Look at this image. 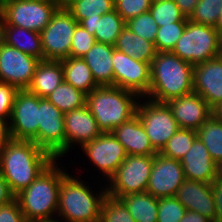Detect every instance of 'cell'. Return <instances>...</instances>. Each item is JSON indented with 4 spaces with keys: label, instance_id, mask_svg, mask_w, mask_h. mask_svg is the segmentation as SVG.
Masks as SVG:
<instances>
[{
    "label": "cell",
    "instance_id": "6da1fadb",
    "mask_svg": "<svg viewBox=\"0 0 222 222\" xmlns=\"http://www.w3.org/2000/svg\"><path fill=\"white\" fill-rule=\"evenodd\" d=\"M54 160L33 141L11 139L0 150V173L16 196Z\"/></svg>",
    "mask_w": 222,
    "mask_h": 222
},
{
    "label": "cell",
    "instance_id": "7a4b0ae2",
    "mask_svg": "<svg viewBox=\"0 0 222 222\" xmlns=\"http://www.w3.org/2000/svg\"><path fill=\"white\" fill-rule=\"evenodd\" d=\"M150 70L151 83L147 98L151 95V100L167 102L194 92L193 65L172 52H157Z\"/></svg>",
    "mask_w": 222,
    "mask_h": 222
},
{
    "label": "cell",
    "instance_id": "3957f363",
    "mask_svg": "<svg viewBox=\"0 0 222 222\" xmlns=\"http://www.w3.org/2000/svg\"><path fill=\"white\" fill-rule=\"evenodd\" d=\"M54 160L39 176L15 198L27 222H50L58 209L61 180L67 175ZM55 212V213H54Z\"/></svg>",
    "mask_w": 222,
    "mask_h": 222
},
{
    "label": "cell",
    "instance_id": "277c9868",
    "mask_svg": "<svg viewBox=\"0 0 222 222\" xmlns=\"http://www.w3.org/2000/svg\"><path fill=\"white\" fill-rule=\"evenodd\" d=\"M135 97L141 98L135 92L120 87L98 86L86 94V106L101 132H112L136 115L138 103Z\"/></svg>",
    "mask_w": 222,
    "mask_h": 222
},
{
    "label": "cell",
    "instance_id": "5b68a950",
    "mask_svg": "<svg viewBox=\"0 0 222 222\" xmlns=\"http://www.w3.org/2000/svg\"><path fill=\"white\" fill-rule=\"evenodd\" d=\"M89 189L69 174L61 180L57 213L64 222H100V209L107 192L104 189L100 195H94Z\"/></svg>",
    "mask_w": 222,
    "mask_h": 222
},
{
    "label": "cell",
    "instance_id": "8992f818",
    "mask_svg": "<svg viewBox=\"0 0 222 222\" xmlns=\"http://www.w3.org/2000/svg\"><path fill=\"white\" fill-rule=\"evenodd\" d=\"M218 42L219 33L215 27L188 19L186 28L172 53L192 65H197L218 57Z\"/></svg>",
    "mask_w": 222,
    "mask_h": 222
},
{
    "label": "cell",
    "instance_id": "52a82bcc",
    "mask_svg": "<svg viewBox=\"0 0 222 222\" xmlns=\"http://www.w3.org/2000/svg\"><path fill=\"white\" fill-rule=\"evenodd\" d=\"M153 167V155H127L126 159L108 179L107 195L119 198L129 194L143 193L147 190Z\"/></svg>",
    "mask_w": 222,
    "mask_h": 222
},
{
    "label": "cell",
    "instance_id": "ba28073f",
    "mask_svg": "<svg viewBox=\"0 0 222 222\" xmlns=\"http://www.w3.org/2000/svg\"><path fill=\"white\" fill-rule=\"evenodd\" d=\"M57 10L54 2L9 0L1 6L2 25H14L40 33Z\"/></svg>",
    "mask_w": 222,
    "mask_h": 222
},
{
    "label": "cell",
    "instance_id": "9c48e42d",
    "mask_svg": "<svg viewBox=\"0 0 222 222\" xmlns=\"http://www.w3.org/2000/svg\"><path fill=\"white\" fill-rule=\"evenodd\" d=\"M136 114L158 153L180 128L166 102L148 99V102L138 104Z\"/></svg>",
    "mask_w": 222,
    "mask_h": 222
},
{
    "label": "cell",
    "instance_id": "30bf717a",
    "mask_svg": "<svg viewBox=\"0 0 222 222\" xmlns=\"http://www.w3.org/2000/svg\"><path fill=\"white\" fill-rule=\"evenodd\" d=\"M78 22L66 8H58L40 32L44 60L61 61L70 57L72 36Z\"/></svg>",
    "mask_w": 222,
    "mask_h": 222
},
{
    "label": "cell",
    "instance_id": "8fae6325",
    "mask_svg": "<svg viewBox=\"0 0 222 222\" xmlns=\"http://www.w3.org/2000/svg\"><path fill=\"white\" fill-rule=\"evenodd\" d=\"M38 146L55 160L66 153L64 114L47 98L40 97Z\"/></svg>",
    "mask_w": 222,
    "mask_h": 222
},
{
    "label": "cell",
    "instance_id": "7c38bea8",
    "mask_svg": "<svg viewBox=\"0 0 222 222\" xmlns=\"http://www.w3.org/2000/svg\"><path fill=\"white\" fill-rule=\"evenodd\" d=\"M8 123L13 140L33 141L38 146L39 97L19 90Z\"/></svg>",
    "mask_w": 222,
    "mask_h": 222
},
{
    "label": "cell",
    "instance_id": "4fadbf2b",
    "mask_svg": "<svg viewBox=\"0 0 222 222\" xmlns=\"http://www.w3.org/2000/svg\"><path fill=\"white\" fill-rule=\"evenodd\" d=\"M40 61L36 57L0 41L1 82L9 83L19 90L27 89Z\"/></svg>",
    "mask_w": 222,
    "mask_h": 222
},
{
    "label": "cell",
    "instance_id": "5bb4252c",
    "mask_svg": "<svg viewBox=\"0 0 222 222\" xmlns=\"http://www.w3.org/2000/svg\"><path fill=\"white\" fill-rule=\"evenodd\" d=\"M112 61L115 87L130 90L141 97L148 94L151 83L150 63L134 59L116 49Z\"/></svg>",
    "mask_w": 222,
    "mask_h": 222
},
{
    "label": "cell",
    "instance_id": "9a60e30c",
    "mask_svg": "<svg viewBox=\"0 0 222 222\" xmlns=\"http://www.w3.org/2000/svg\"><path fill=\"white\" fill-rule=\"evenodd\" d=\"M185 180L183 167L179 160L157 153L153 155V167L146 192L157 199L174 197Z\"/></svg>",
    "mask_w": 222,
    "mask_h": 222
},
{
    "label": "cell",
    "instance_id": "2e32d148",
    "mask_svg": "<svg viewBox=\"0 0 222 222\" xmlns=\"http://www.w3.org/2000/svg\"><path fill=\"white\" fill-rule=\"evenodd\" d=\"M89 160L110 179L126 159L123 145L112 132L101 133L97 138L82 146Z\"/></svg>",
    "mask_w": 222,
    "mask_h": 222
},
{
    "label": "cell",
    "instance_id": "e0dca14e",
    "mask_svg": "<svg viewBox=\"0 0 222 222\" xmlns=\"http://www.w3.org/2000/svg\"><path fill=\"white\" fill-rule=\"evenodd\" d=\"M193 90L211 108L222 102V58L193 65Z\"/></svg>",
    "mask_w": 222,
    "mask_h": 222
},
{
    "label": "cell",
    "instance_id": "ac0fdd59",
    "mask_svg": "<svg viewBox=\"0 0 222 222\" xmlns=\"http://www.w3.org/2000/svg\"><path fill=\"white\" fill-rule=\"evenodd\" d=\"M180 128L198 130L212 115V108L195 92L166 102Z\"/></svg>",
    "mask_w": 222,
    "mask_h": 222
},
{
    "label": "cell",
    "instance_id": "d6986e66",
    "mask_svg": "<svg viewBox=\"0 0 222 222\" xmlns=\"http://www.w3.org/2000/svg\"><path fill=\"white\" fill-rule=\"evenodd\" d=\"M186 210L197 212L211 222L216 220V207L210 183L185 180L175 196Z\"/></svg>",
    "mask_w": 222,
    "mask_h": 222
},
{
    "label": "cell",
    "instance_id": "ffe728a7",
    "mask_svg": "<svg viewBox=\"0 0 222 222\" xmlns=\"http://www.w3.org/2000/svg\"><path fill=\"white\" fill-rule=\"evenodd\" d=\"M66 153L73 143H80L81 147L97 138L102 132L98 128L96 119L85 105L64 114Z\"/></svg>",
    "mask_w": 222,
    "mask_h": 222
},
{
    "label": "cell",
    "instance_id": "44dd1931",
    "mask_svg": "<svg viewBox=\"0 0 222 222\" xmlns=\"http://www.w3.org/2000/svg\"><path fill=\"white\" fill-rule=\"evenodd\" d=\"M180 163L186 180L211 184L217 179V164L212 160L206 146L198 137Z\"/></svg>",
    "mask_w": 222,
    "mask_h": 222
},
{
    "label": "cell",
    "instance_id": "7402d4cb",
    "mask_svg": "<svg viewBox=\"0 0 222 222\" xmlns=\"http://www.w3.org/2000/svg\"><path fill=\"white\" fill-rule=\"evenodd\" d=\"M113 135L123 145L127 155H156L145 129L136 114L130 120L117 126Z\"/></svg>",
    "mask_w": 222,
    "mask_h": 222
},
{
    "label": "cell",
    "instance_id": "603a6c76",
    "mask_svg": "<svg viewBox=\"0 0 222 222\" xmlns=\"http://www.w3.org/2000/svg\"><path fill=\"white\" fill-rule=\"evenodd\" d=\"M114 49L113 45L96 42L82 57L99 86H114L112 61Z\"/></svg>",
    "mask_w": 222,
    "mask_h": 222
},
{
    "label": "cell",
    "instance_id": "cb8c5ba5",
    "mask_svg": "<svg viewBox=\"0 0 222 222\" xmlns=\"http://www.w3.org/2000/svg\"><path fill=\"white\" fill-rule=\"evenodd\" d=\"M91 35L95 37L96 42L115 45L126 22L114 9L100 18H86L79 23Z\"/></svg>",
    "mask_w": 222,
    "mask_h": 222
},
{
    "label": "cell",
    "instance_id": "d4e9b609",
    "mask_svg": "<svg viewBox=\"0 0 222 222\" xmlns=\"http://www.w3.org/2000/svg\"><path fill=\"white\" fill-rule=\"evenodd\" d=\"M63 81L64 72L61 61L41 60L27 90L40 98H46Z\"/></svg>",
    "mask_w": 222,
    "mask_h": 222
},
{
    "label": "cell",
    "instance_id": "484cf974",
    "mask_svg": "<svg viewBox=\"0 0 222 222\" xmlns=\"http://www.w3.org/2000/svg\"><path fill=\"white\" fill-rule=\"evenodd\" d=\"M1 41L39 60H44L41 35L14 25H2Z\"/></svg>",
    "mask_w": 222,
    "mask_h": 222
},
{
    "label": "cell",
    "instance_id": "4316f807",
    "mask_svg": "<svg viewBox=\"0 0 222 222\" xmlns=\"http://www.w3.org/2000/svg\"><path fill=\"white\" fill-rule=\"evenodd\" d=\"M114 48L134 59L147 63L153 61L157 51L154 43L134 34L128 27H124L117 38Z\"/></svg>",
    "mask_w": 222,
    "mask_h": 222
},
{
    "label": "cell",
    "instance_id": "83f0119b",
    "mask_svg": "<svg viewBox=\"0 0 222 222\" xmlns=\"http://www.w3.org/2000/svg\"><path fill=\"white\" fill-rule=\"evenodd\" d=\"M61 63L65 82L83 91L85 94H89L99 86L95 82L90 68L82 58L68 57L61 60Z\"/></svg>",
    "mask_w": 222,
    "mask_h": 222
},
{
    "label": "cell",
    "instance_id": "f1b7e54d",
    "mask_svg": "<svg viewBox=\"0 0 222 222\" xmlns=\"http://www.w3.org/2000/svg\"><path fill=\"white\" fill-rule=\"evenodd\" d=\"M136 222H157L158 199L148 192L118 198Z\"/></svg>",
    "mask_w": 222,
    "mask_h": 222
},
{
    "label": "cell",
    "instance_id": "f546056e",
    "mask_svg": "<svg viewBox=\"0 0 222 222\" xmlns=\"http://www.w3.org/2000/svg\"><path fill=\"white\" fill-rule=\"evenodd\" d=\"M46 98L63 114L86 105V94L65 81L59 84Z\"/></svg>",
    "mask_w": 222,
    "mask_h": 222
},
{
    "label": "cell",
    "instance_id": "4dcf8cb0",
    "mask_svg": "<svg viewBox=\"0 0 222 222\" xmlns=\"http://www.w3.org/2000/svg\"><path fill=\"white\" fill-rule=\"evenodd\" d=\"M197 137L206 146L212 160L222 161V123L211 115L197 130Z\"/></svg>",
    "mask_w": 222,
    "mask_h": 222
},
{
    "label": "cell",
    "instance_id": "1f68e13d",
    "mask_svg": "<svg viewBox=\"0 0 222 222\" xmlns=\"http://www.w3.org/2000/svg\"><path fill=\"white\" fill-rule=\"evenodd\" d=\"M78 24L90 17L100 18L112 10H114V0H76L66 8Z\"/></svg>",
    "mask_w": 222,
    "mask_h": 222
},
{
    "label": "cell",
    "instance_id": "d6a6232c",
    "mask_svg": "<svg viewBox=\"0 0 222 222\" xmlns=\"http://www.w3.org/2000/svg\"><path fill=\"white\" fill-rule=\"evenodd\" d=\"M196 138V130L179 128L159 153L164 157L181 161Z\"/></svg>",
    "mask_w": 222,
    "mask_h": 222
},
{
    "label": "cell",
    "instance_id": "836d02e7",
    "mask_svg": "<svg viewBox=\"0 0 222 222\" xmlns=\"http://www.w3.org/2000/svg\"><path fill=\"white\" fill-rule=\"evenodd\" d=\"M149 11L158 27L174 22H187L189 19L180 12L175 0L152 1Z\"/></svg>",
    "mask_w": 222,
    "mask_h": 222
},
{
    "label": "cell",
    "instance_id": "e575fe53",
    "mask_svg": "<svg viewBox=\"0 0 222 222\" xmlns=\"http://www.w3.org/2000/svg\"><path fill=\"white\" fill-rule=\"evenodd\" d=\"M187 22H174L158 28L154 46L157 52H172Z\"/></svg>",
    "mask_w": 222,
    "mask_h": 222
},
{
    "label": "cell",
    "instance_id": "d590c367",
    "mask_svg": "<svg viewBox=\"0 0 222 222\" xmlns=\"http://www.w3.org/2000/svg\"><path fill=\"white\" fill-rule=\"evenodd\" d=\"M222 10V0H199L189 20L215 27Z\"/></svg>",
    "mask_w": 222,
    "mask_h": 222
},
{
    "label": "cell",
    "instance_id": "8d00e7d4",
    "mask_svg": "<svg viewBox=\"0 0 222 222\" xmlns=\"http://www.w3.org/2000/svg\"><path fill=\"white\" fill-rule=\"evenodd\" d=\"M100 222H136L125 205L106 194L100 209Z\"/></svg>",
    "mask_w": 222,
    "mask_h": 222
},
{
    "label": "cell",
    "instance_id": "74e56055",
    "mask_svg": "<svg viewBox=\"0 0 222 222\" xmlns=\"http://www.w3.org/2000/svg\"><path fill=\"white\" fill-rule=\"evenodd\" d=\"M126 27H128L134 34L153 43L155 42L159 28L150 11L144 12L139 16L128 20L126 22Z\"/></svg>",
    "mask_w": 222,
    "mask_h": 222
},
{
    "label": "cell",
    "instance_id": "f35d334b",
    "mask_svg": "<svg viewBox=\"0 0 222 222\" xmlns=\"http://www.w3.org/2000/svg\"><path fill=\"white\" fill-rule=\"evenodd\" d=\"M186 211L184 205L175 196L159 198L157 222H180Z\"/></svg>",
    "mask_w": 222,
    "mask_h": 222
},
{
    "label": "cell",
    "instance_id": "ab89813d",
    "mask_svg": "<svg viewBox=\"0 0 222 222\" xmlns=\"http://www.w3.org/2000/svg\"><path fill=\"white\" fill-rule=\"evenodd\" d=\"M153 0H114V8L125 22L149 11Z\"/></svg>",
    "mask_w": 222,
    "mask_h": 222
},
{
    "label": "cell",
    "instance_id": "60d3db41",
    "mask_svg": "<svg viewBox=\"0 0 222 222\" xmlns=\"http://www.w3.org/2000/svg\"><path fill=\"white\" fill-rule=\"evenodd\" d=\"M95 43V37L80 24H77L72 36L70 57L82 58Z\"/></svg>",
    "mask_w": 222,
    "mask_h": 222
},
{
    "label": "cell",
    "instance_id": "b9f144b4",
    "mask_svg": "<svg viewBox=\"0 0 222 222\" xmlns=\"http://www.w3.org/2000/svg\"><path fill=\"white\" fill-rule=\"evenodd\" d=\"M19 89L9 83L0 81V119L8 121Z\"/></svg>",
    "mask_w": 222,
    "mask_h": 222
},
{
    "label": "cell",
    "instance_id": "7bdbcfd3",
    "mask_svg": "<svg viewBox=\"0 0 222 222\" xmlns=\"http://www.w3.org/2000/svg\"><path fill=\"white\" fill-rule=\"evenodd\" d=\"M0 222H27L16 198L0 205Z\"/></svg>",
    "mask_w": 222,
    "mask_h": 222
},
{
    "label": "cell",
    "instance_id": "ee69618b",
    "mask_svg": "<svg viewBox=\"0 0 222 222\" xmlns=\"http://www.w3.org/2000/svg\"><path fill=\"white\" fill-rule=\"evenodd\" d=\"M213 191V199L216 207V220L215 222H222V180L215 179L211 183Z\"/></svg>",
    "mask_w": 222,
    "mask_h": 222
},
{
    "label": "cell",
    "instance_id": "f6af8a7d",
    "mask_svg": "<svg viewBox=\"0 0 222 222\" xmlns=\"http://www.w3.org/2000/svg\"><path fill=\"white\" fill-rule=\"evenodd\" d=\"M15 199V195L11 192L7 181L0 173V205L10 203Z\"/></svg>",
    "mask_w": 222,
    "mask_h": 222
},
{
    "label": "cell",
    "instance_id": "bcb514c9",
    "mask_svg": "<svg viewBox=\"0 0 222 222\" xmlns=\"http://www.w3.org/2000/svg\"><path fill=\"white\" fill-rule=\"evenodd\" d=\"M198 1L199 0H175L180 12L186 18H190V16L194 13Z\"/></svg>",
    "mask_w": 222,
    "mask_h": 222
},
{
    "label": "cell",
    "instance_id": "7dc6e473",
    "mask_svg": "<svg viewBox=\"0 0 222 222\" xmlns=\"http://www.w3.org/2000/svg\"><path fill=\"white\" fill-rule=\"evenodd\" d=\"M8 125V122L0 119V150L12 139Z\"/></svg>",
    "mask_w": 222,
    "mask_h": 222
},
{
    "label": "cell",
    "instance_id": "c3c4849f",
    "mask_svg": "<svg viewBox=\"0 0 222 222\" xmlns=\"http://www.w3.org/2000/svg\"><path fill=\"white\" fill-rule=\"evenodd\" d=\"M180 222H211L208 218L201 214L187 210Z\"/></svg>",
    "mask_w": 222,
    "mask_h": 222
},
{
    "label": "cell",
    "instance_id": "681fc988",
    "mask_svg": "<svg viewBox=\"0 0 222 222\" xmlns=\"http://www.w3.org/2000/svg\"><path fill=\"white\" fill-rule=\"evenodd\" d=\"M212 115L222 123V102L212 108Z\"/></svg>",
    "mask_w": 222,
    "mask_h": 222
},
{
    "label": "cell",
    "instance_id": "f907efd6",
    "mask_svg": "<svg viewBox=\"0 0 222 222\" xmlns=\"http://www.w3.org/2000/svg\"><path fill=\"white\" fill-rule=\"evenodd\" d=\"M76 0H54L58 8H67Z\"/></svg>",
    "mask_w": 222,
    "mask_h": 222
},
{
    "label": "cell",
    "instance_id": "816d5d0a",
    "mask_svg": "<svg viewBox=\"0 0 222 222\" xmlns=\"http://www.w3.org/2000/svg\"><path fill=\"white\" fill-rule=\"evenodd\" d=\"M215 29L217 30V32H218L219 34L222 33V10H221V14L219 15L218 22H217V24L215 25Z\"/></svg>",
    "mask_w": 222,
    "mask_h": 222
},
{
    "label": "cell",
    "instance_id": "f5cc1de1",
    "mask_svg": "<svg viewBox=\"0 0 222 222\" xmlns=\"http://www.w3.org/2000/svg\"><path fill=\"white\" fill-rule=\"evenodd\" d=\"M218 57L222 58V33L219 34Z\"/></svg>",
    "mask_w": 222,
    "mask_h": 222
},
{
    "label": "cell",
    "instance_id": "db71d44e",
    "mask_svg": "<svg viewBox=\"0 0 222 222\" xmlns=\"http://www.w3.org/2000/svg\"><path fill=\"white\" fill-rule=\"evenodd\" d=\"M217 178L222 180V161L217 164Z\"/></svg>",
    "mask_w": 222,
    "mask_h": 222
},
{
    "label": "cell",
    "instance_id": "11a10c76",
    "mask_svg": "<svg viewBox=\"0 0 222 222\" xmlns=\"http://www.w3.org/2000/svg\"><path fill=\"white\" fill-rule=\"evenodd\" d=\"M2 23H3L2 11L0 9V41H1V34H2Z\"/></svg>",
    "mask_w": 222,
    "mask_h": 222
},
{
    "label": "cell",
    "instance_id": "9f6ffc18",
    "mask_svg": "<svg viewBox=\"0 0 222 222\" xmlns=\"http://www.w3.org/2000/svg\"><path fill=\"white\" fill-rule=\"evenodd\" d=\"M7 1H9V0H0V6H2Z\"/></svg>",
    "mask_w": 222,
    "mask_h": 222
},
{
    "label": "cell",
    "instance_id": "6f0895ef",
    "mask_svg": "<svg viewBox=\"0 0 222 222\" xmlns=\"http://www.w3.org/2000/svg\"><path fill=\"white\" fill-rule=\"evenodd\" d=\"M39 1L54 2V0H39Z\"/></svg>",
    "mask_w": 222,
    "mask_h": 222
},
{
    "label": "cell",
    "instance_id": "680465c9",
    "mask_svg": "<svg viewBox=\"0 0 222 222\" xmlns=\"http://www.w3.org/2000/svg\"><path fill=\"white\" fill-rule=\"evenodd\" d=\"M50 222H62V221H58V220L55 219L54 221H50Z\"/></svg>",
    "mask_w": 222,
    "mask_h": 222
}]
</instances>
